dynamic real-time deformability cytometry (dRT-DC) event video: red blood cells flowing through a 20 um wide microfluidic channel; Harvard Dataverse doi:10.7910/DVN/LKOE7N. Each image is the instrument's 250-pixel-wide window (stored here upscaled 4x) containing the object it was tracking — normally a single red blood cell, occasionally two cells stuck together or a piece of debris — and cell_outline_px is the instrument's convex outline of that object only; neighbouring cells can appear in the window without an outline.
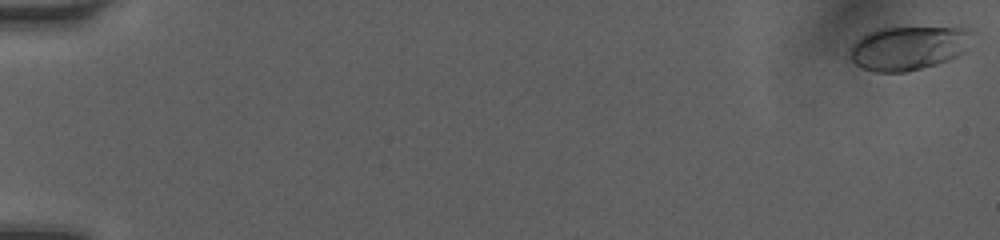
{"species": "human", "species_latin": "Homo sapiens", "temperature_condition": "room temperature", "stored_images_in_passage": 52, "camera_frame_rate_fps": 3000, "um_per_image_px": 0.085, "donor": {"sex": "female"}, "frame": {"image": 1, "passage_image": 1, "time_ms": 0.0, "image_size_px": [1000, 240], "cell_outline_px": [[972, 32], [964, 52], [948, 60], [936, 64], [904, 72], [876, 72], [860, 68], [848, 56], [848, 52], [852, 44], [856, 40], [868, 32], [876, 28], [968, 28]], "centroid_in_image_um": [77.14, 4.09], "position_along_channel_um": 7.9, "area_um2": 31.1}}
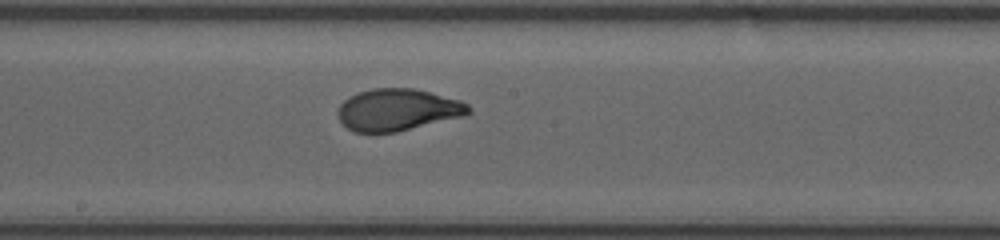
{"frame": {"image": 2, "passage_image": 30, "time_ms": 9.667, "image_size_px": [1000, 240], "cell_outline_px": [[472, 112], [464, 116], [396, 132], [352, 132], [336, 116], [336, 112], [340, 104], [344, 100], [360, 92], [372, 88], [412, 88], [460, 100], [468, 104], [472, 108]], "centroid_in_image_um": [33.8, 9.34], "position_along_channel_um": 214.4, "area_um2": 31.85}}
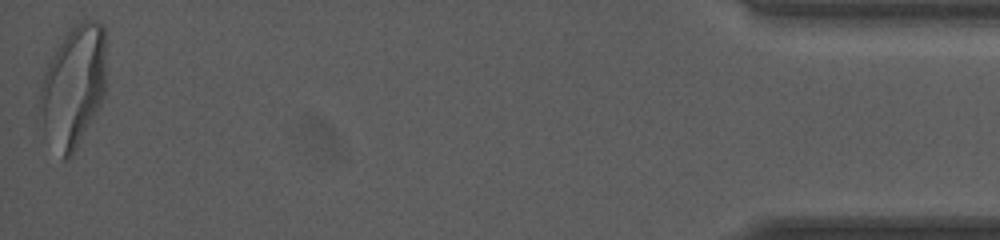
{"frame": {"image": 3, "passage_image": 52, "time_ms": 17.0, "image_size_px": [1000, 240], "cell_outline_px": [[104, 96], [100, 104], [72, 156], [68, 160], [64, 160], [44, 132], [36, 116], [40, 84], [44, 72], [56, 48], [72, 24], [84, 20], [96, 20], [104, 24]], "centroid_in_image_um": [6.18, 7.34], "position_along_channel_um": 429.0, "area_um2": 47.22}, "authors_computed_cell_mechanics": {"area_um2": 31.501, "velocity_mm_per_s": 4.0615, "shape_relaxation_time_tau1_ms": 4.2823, "shape_relaxation_time_tau2_ms": null, "deformation_change_tau1": 0.1914, "deformation_change_tau2": null}}